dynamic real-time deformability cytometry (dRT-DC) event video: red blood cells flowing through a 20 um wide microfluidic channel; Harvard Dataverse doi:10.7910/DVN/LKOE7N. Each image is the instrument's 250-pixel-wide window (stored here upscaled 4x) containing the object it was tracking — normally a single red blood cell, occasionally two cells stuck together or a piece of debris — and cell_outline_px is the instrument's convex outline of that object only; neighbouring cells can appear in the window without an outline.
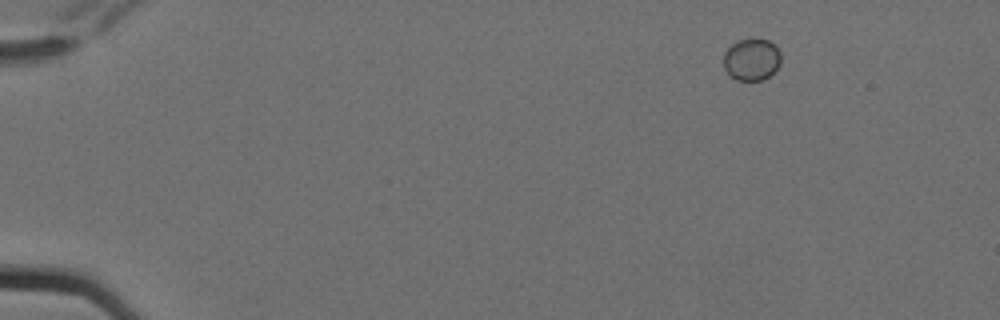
{"species": "Egyptian fruit bat (a non-hibernating species)", "species_latin": "Rousettus aegyptiacus", "temperature_condition": "cold", "stored_images_in_passage": 9, "camera_frame_rate_fps": 3000, "um_per_image_px": 0.085, "animal": {"sex": "female"}, "frame": {"image": 1, "passage_image": 1, "time_ms": 0.0, "image_size_px": [1000, 320], "cell_outline_px": [[780, 64], [764, 80], [736, 80], [728, 76], [724, 68], [724, 52], [732, 44], [740, 40], [752, 36], [756, 36], [768, 40], [780, 52]], "centroid_in_image_um": [63.86, 5.03], "position_along_channel_um": 21.1, "area_um2": 14.28}}
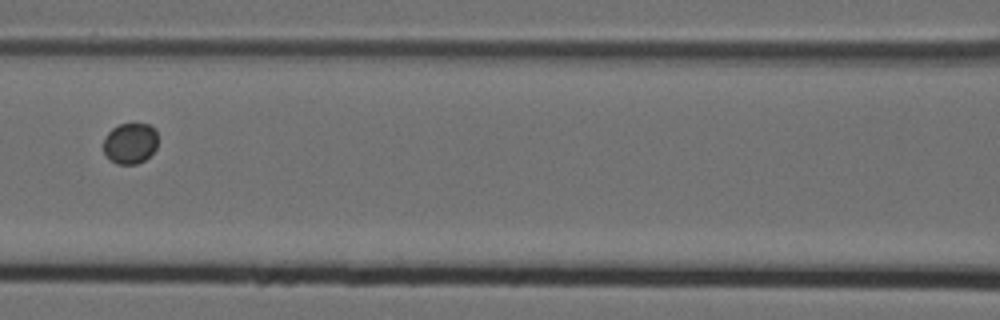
{"frame": {"image": 2, "passage_image": 6, "time_ms": 1.667, "image_size_px": [1000, 320], "cell_outline_px": [[156, 148], [144, 160], [136, 164], [116, 164], [104, 152], [104, 140], [108, 132], [112, 128], [120, 124], [148, 124], [156, 128]], "centroid_in_image_um": [11.07, 12.17], "position_along_channel_um": 155.5, "area_um2": 12.77}}
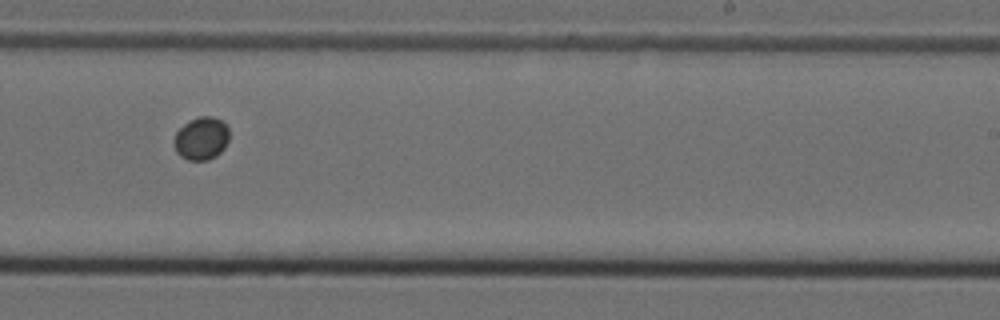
{"frame": {"image": 3, "passage_image": 9, "time_ms": 2.667, "image_size_px": [1000, 320], "cell_outline_px": [[228, 140], [224, 148], [216, 156], [208, 160], [188, 160], [180, 156], [176, 152], [172, 144], [176, 132], [188, 120], [200, 116], [212, 116], [220, 120], [228, 128]], "centroid_in_image_um": [17.08, 11.77], "position_along_channel_um": 271.9, "area_um2": 13.87}}